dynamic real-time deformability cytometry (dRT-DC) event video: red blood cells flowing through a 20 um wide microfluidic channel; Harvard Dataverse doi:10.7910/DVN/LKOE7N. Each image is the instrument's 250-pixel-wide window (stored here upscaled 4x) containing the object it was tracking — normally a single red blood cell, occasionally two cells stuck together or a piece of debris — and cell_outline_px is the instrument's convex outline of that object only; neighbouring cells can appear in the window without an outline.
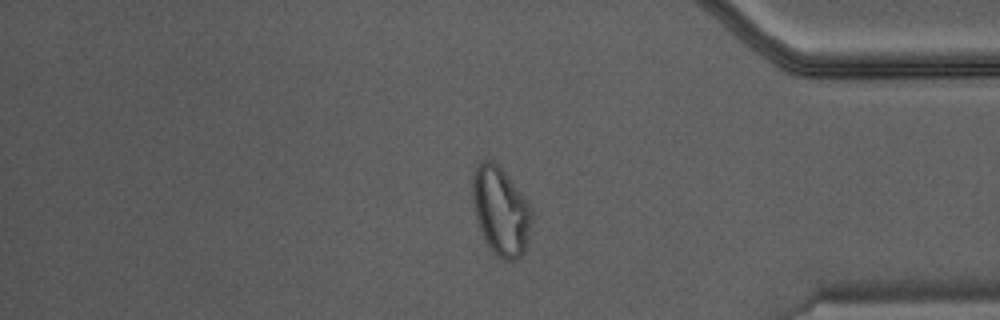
{"species": "Egyptian fruit bat (a non-hibernating species)", "species_latin": "Rousettus aegyptiacus", "temperature_condition": "warm", "stored_images_in_passage": 47, "camera_frame_rate_fps": 3000, "um_per_image_px": 0.085, "animal": {"sex": "male"}, "frame": {"image": 1, "passage_image": 40, "time_ms": 13.0, "image_size_px": [1000, 320], "cell_outline_px": [[532, 220], [528, 240], [524, 252], [516, 260], [504, 260], [488, 244], [476, 220], [472, 196], [472, 176], [476, 164], [480, 160], [492, 160], [504, 172], [528, 200], [532, 208]], "centroid_in_image_um": [42.57, 17.9], "position_along_channel_um": 392.6, "area_um2": 30.35}}
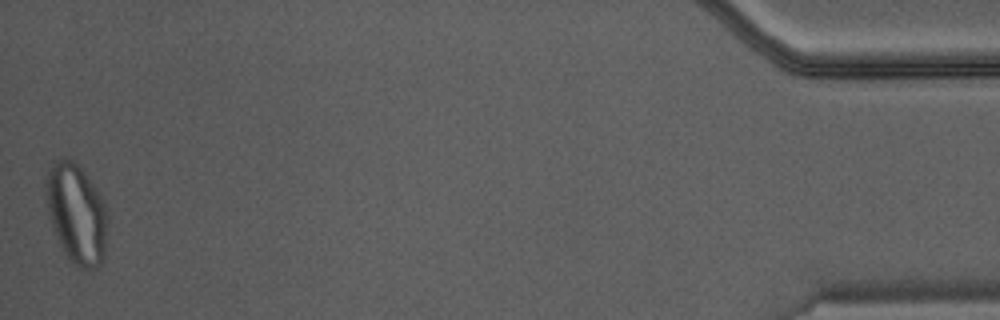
{"frame": {"image": 2, "passage_image": 47, "time_ms": 15.333, "image_size_px": [1000, 320], "cell_outline_px": [[108, 220], [104, 256], [100, 264], [96, 268], [76, 268], [68, 260], [60, 248], [48, 212], [44, 192], [44, 180], [48, 172], [64, 156], [68, 156], [84, 172], [96, 188], [104, 200], [108, 212]], "centroid_in_image_um": [6.51, 18.2], "position_along_channel_um": 428.7, "area_um2": 36.24}}